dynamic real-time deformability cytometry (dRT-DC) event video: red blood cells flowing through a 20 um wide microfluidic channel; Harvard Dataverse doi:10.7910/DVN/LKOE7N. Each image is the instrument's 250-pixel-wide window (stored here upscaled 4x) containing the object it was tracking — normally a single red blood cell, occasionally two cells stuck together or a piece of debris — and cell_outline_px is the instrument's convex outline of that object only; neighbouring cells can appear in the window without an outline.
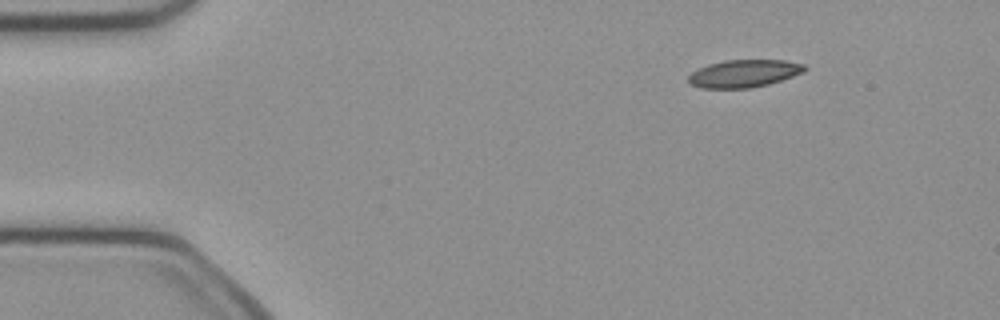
{"species": "common noctule bat (a hibernating species)", "species_latin": "Nyctalus noctula", "temperature_condition": "cold", "stored_images_in_passage": 45, "camera_frame_rate_fps": 3000, "um_per_image_px": 0.085, "animal": {"sex": "female", "body_mass_g": 21.9}, "frame": {"image": 1, "passage_image": 1, "time_ms": 0.0, "image_size_px": [1000, 320], "cell_outline_px": [[808, 68], [804, 72], [768, 84], [752, 88], [700, 88], [692, 84], [688, 80], [688, 76], [692, 72], [708, 64], [724, 60], [784, 60], [804, 64]], "centroid_in_image_um": [63.25, 6.24], "position_along_channel_um": 21.8, "area_um2": 18.61}}
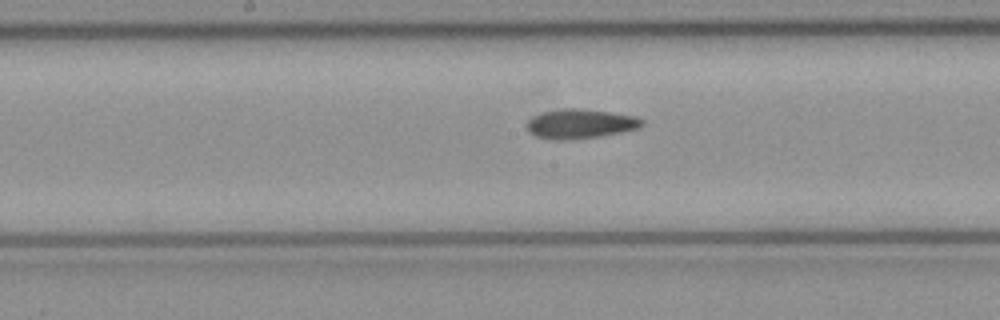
{"frame": {"image": 2, "passage_image": 20, "time_ms": 6.333, "image_size_px": [1000, 320], "cell_outline_px": [[644, 124], [640, 128], [600, 136], [564, 140], [552, 140], [536, 136], [528, 132], [524, 124], [532, 116], [544, 112], [564, 108], [580, 108], [636, 116], [644, 120]], "centroid_in_image_um": [49.29, 10.52], "position_along_channel_um": 198.9, "area_um2": 19.88}}
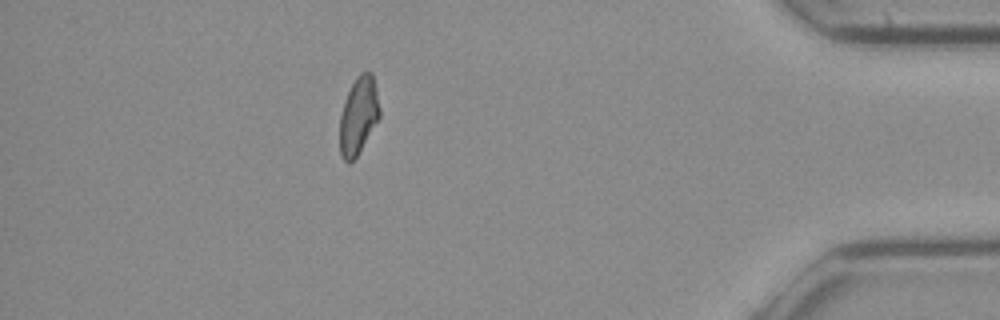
{"frame": {"image": 3, "passage_image": 39, "time_ms": 12.667, "image_size_px": [1000, 320], "cell_outline_px": [[380, 116], [356, 156], [348, 164], [340, 156], [340, 116], [344, 100], [356, 76], [360, 72], [372, 72], [380, 108]], "centroid_in_image_um": [30.46, 9.81], "position_along_channel_um": 404.7, "area_um2": 17.74}, "authors_computed_cell_mechanics": {"area_um2": 19.0162, "velocity_mm_per_s": 4.0377, "shape_relaxation_time_tau1_ms": 9.2886, "shape_relaxation_time_tau2_ms": 3.2714, "deformation_change_tau1": 0.1987, "deformation_change_tau2": 0.1066}}